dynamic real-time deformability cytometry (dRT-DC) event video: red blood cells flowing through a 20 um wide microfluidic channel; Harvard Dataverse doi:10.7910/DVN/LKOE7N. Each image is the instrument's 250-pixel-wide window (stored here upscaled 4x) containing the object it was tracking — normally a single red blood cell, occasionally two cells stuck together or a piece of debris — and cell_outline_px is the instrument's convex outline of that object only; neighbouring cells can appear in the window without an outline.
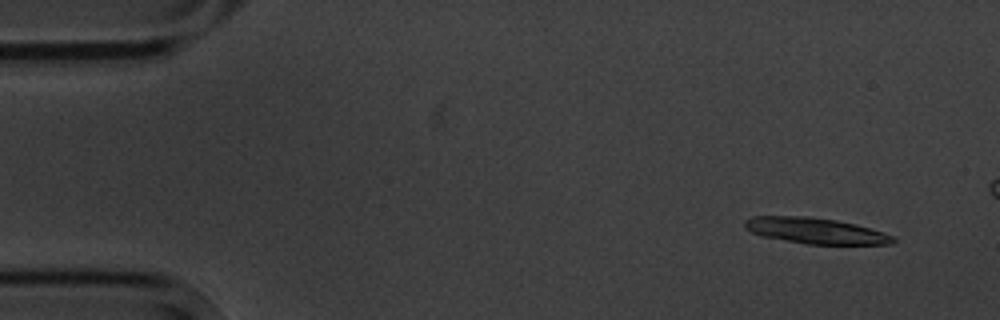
{"species": "common noctule bat (a hibernating species)", "species_latin": "Nyctalus noctula", "temperature_condition": "cold", "stored_images_in_passage": 15, "camera_frame_rate_fps": 3000, "um_per_image_px": 0.085, "animal": {"sex": "male", "body_mass_g": 20.1, "forearm_length_mm": 53.5}, "frame": {"image": 1, "passage_image": 1, "time_ms": 0.0, "image_size_px": [1000, 320], "cell_outline_px": [[896, 240], [892, 244], [808, 244], [760, 236], [752, 232], [744, 224], [744, 220], [752, 216], [808, 216], [836, 220], [856, 224], [884, 232], [896, 236]], "centroid_in_image_um": [69.35, 19.61], "position_along_channel_um": 15.6, "area_um2": 22.43}}
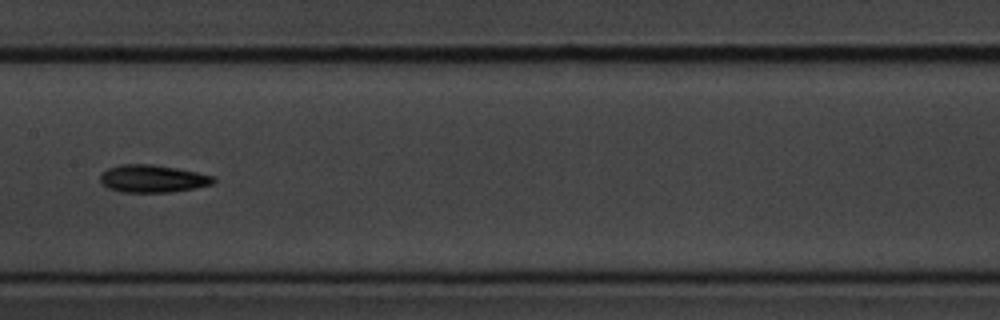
{"frame": {"image": 2, "passage_image": 7, "time_ms": 8.0, "image_size_px": [1000, 320], "cell_outline_px": [[216, 180], [212, 184], [196, 188], [168, 192], [120, 192], [108, 188], [100, 180], [100, 172], [108, 168], [120, 164], [152, 164], [176, 168], [216, 176]], "centroid_in_image_um": [12.97, 15.18], "position_along_channel_um": 194.4, "area_um2": 18.26}}
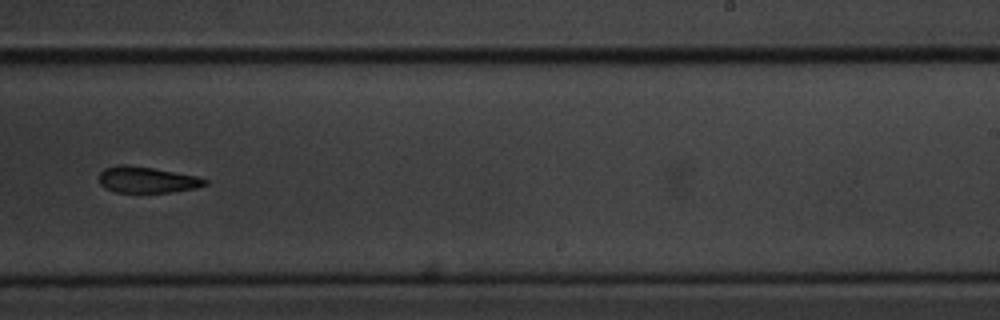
{"frame": {"image": 3, "passage_image": 9, "time_ms": 10.333, "image_size_px": [1000, 320], "cell_outline_px": [[208, 184], [196, 188], [172, 192], [116, 192], [104, 188], [100, 184], [100, 172], [104, 168], [120, 164], [124, 164], [152, 168], [196, 176], [208, 180]], "centroid_in_image_um": [12.48, 15.28], "position_along_channel_um": 276.5, "area_um2": 16.07}, "authors_computed_cell_mechanics": {"area_um2": 18.1492, "velocity_mm_per_s": 3.5347, "shape_relaxation_time_tau1_ms": 1.7467, "shape_relaxation_time_tau2_ms": 3.9215, "deformation_change_tau1": 0.092, "deformation_change_tau2": 0.1052}}